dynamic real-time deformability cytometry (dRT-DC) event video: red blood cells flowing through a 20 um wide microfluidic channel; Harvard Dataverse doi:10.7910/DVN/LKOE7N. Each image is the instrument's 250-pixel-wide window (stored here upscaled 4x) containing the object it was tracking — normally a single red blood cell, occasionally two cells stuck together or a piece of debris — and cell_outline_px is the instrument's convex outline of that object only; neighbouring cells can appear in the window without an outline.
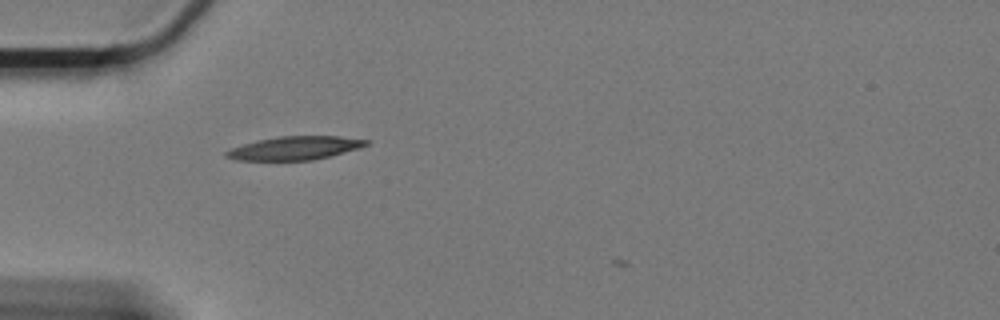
{"species": "Egyptian fruit bat (a non-hibernating species)", "species_latin": "Rousettus aegyptiacus", "temperature_condition": "cold", "stored_images_in_passage": 37, "camera_frame_rate_fps": 3000, "um_per_image_px": 0.085, "animal": {"sex": "female"}, "frame": {"image": 1, "passage_image": 2, "time_ms": 0.333, "image_size_px": [1000, 320], "cell_outline_px": [[368, 144], [360, 148], [312, 160], [236, 160], [224, 156], [224, 152], [232, 148], [256, 140], [280, 136], [340, 136], [368, 140]], "centroid_in_image_um": [25.04, 12.58], "position_along_channel_um": 60.0, "area_um2": 18.96}}
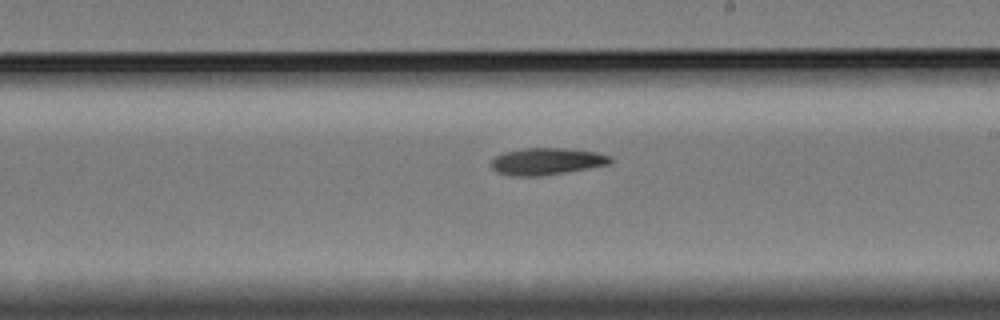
{"frame": {"image": 2, "passage_image": 19, "time_ms": 6.0, "image_size_px": [1000, 320], "cell_outline_px": [[612, 164], [540, 176], [512, 176], [496, 172], [492, 168], [492, 160], [496, 156], [504, 152], [524, 148], [564, 148], [596, 152], [612, 156]], "centroid_in_image_um": [46.48, 13.71], "position_along_channel_um": 242.5, "area_um2": 18.67}}
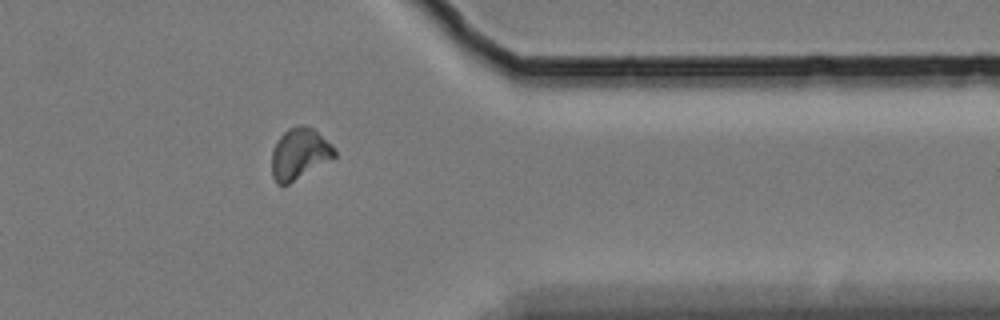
{"frame": {"image": 3, "passage_image": 33, "time_ms": 10.667, "image_size_px": [1000, 320], "cell_outline_px": [[336, 156], [288, 184], [276, 184], [272, 176], [272, 152], [280, 136], [288, 128], [312, 128], [332, 144], [336, 152]], "centroid_in_image_um": [25.44, 13.1], "position_along_channel_um": 386.0, "area_um2": 18.03}}